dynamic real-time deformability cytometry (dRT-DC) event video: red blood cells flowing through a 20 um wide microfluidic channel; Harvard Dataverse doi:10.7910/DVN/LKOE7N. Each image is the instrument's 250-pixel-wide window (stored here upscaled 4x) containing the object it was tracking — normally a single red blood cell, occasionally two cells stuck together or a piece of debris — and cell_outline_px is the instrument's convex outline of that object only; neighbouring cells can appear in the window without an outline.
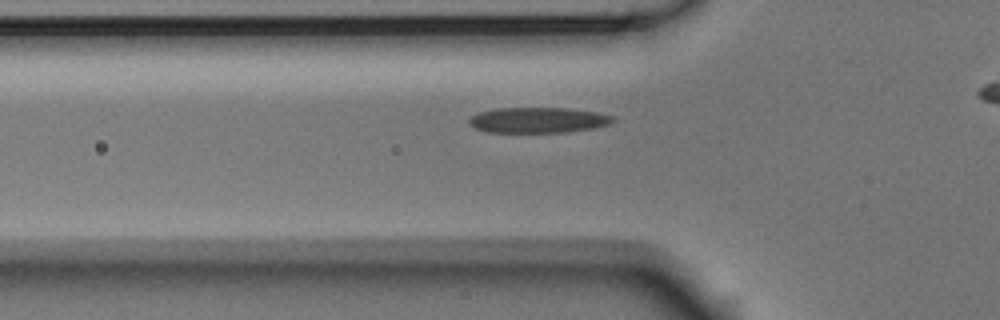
{"species": "Egyptian fruit bat (a non-hibernating species)", "species_latin": "Rousettus aegyptiacus", "temperature_condition": "room temperature", "stored_images_in_passage": 32, "camera_frame_rate_fps": 3000, "um_per_image_px": 0.085, "animal": {"sex": "male"}, "frame": {"image": 1, "passage_image": 2, "time_ms": 0.333, "image_size_px": [1000, 320], "cell_outline_px": [[616, 120], [608, 124], [592, 128], [564, 132], [488, 132], [476, 128], [468, 124], [468, 120], [472, 116], [480, 112], [496, 108], [568, 108], [596, 112], [616, 116]], "centroid_in_image_um": [45.75, 10.2], "position_along_channel_um": 80.0, "area_um2": 21.33}}
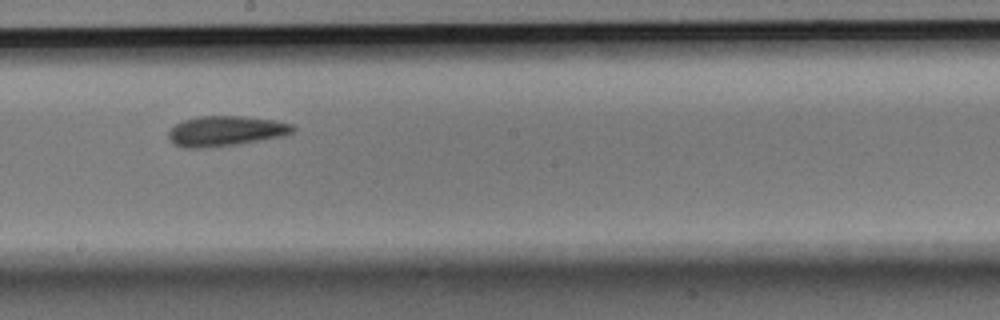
{"frame": {"image": 2, "passage_image": 14, "time_ms": 4.333, "image_size_px": [1000, 320], "cell_outline_px": [[296, 128], [292, 132], [284, 136], [236, 144], [204, 148], [184, 148], [172, 144], [168, 136], [168, 132], [176, 124], [184, 120], [196, 116], [244, 116], [276, 120], [292, 124]], "centroid_in_image_um": [19.17, 11.13], "position_along_channel_um": 229.0, "area_um2": 21.96}}
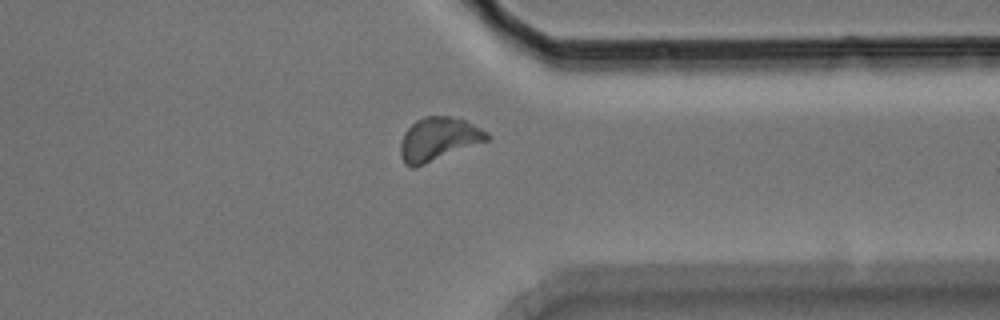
{"frame": {"image": 3, "passage_image": 26, "time_ms": 8.333, "image_size_px": [1000, 320], "cell_outline_px": [[492, 136], [488, 140], [416, 168], [412, 168], [404, 164], [400, 156], [400, 144], [404, 132], [416, 120], [424, 116], [448, 116], [464, 120], [488, 132]], "centroid_in_image_um": [37.24, 11.84], "position_along_channel_um": 374.2, "area_um2": 21.96}, "authors_computed_cell_mechanics": {"area_um2": 21.1259, "velocity_mm_per_s": 3.702, "shape_relaxation_time_tau1_ms": 4.7185, "shape_relaxation_time_tau2_ms": 3.0082, "deformation_change_tau1": 0.1215, "deformation_change_tau2": 0.0955}}